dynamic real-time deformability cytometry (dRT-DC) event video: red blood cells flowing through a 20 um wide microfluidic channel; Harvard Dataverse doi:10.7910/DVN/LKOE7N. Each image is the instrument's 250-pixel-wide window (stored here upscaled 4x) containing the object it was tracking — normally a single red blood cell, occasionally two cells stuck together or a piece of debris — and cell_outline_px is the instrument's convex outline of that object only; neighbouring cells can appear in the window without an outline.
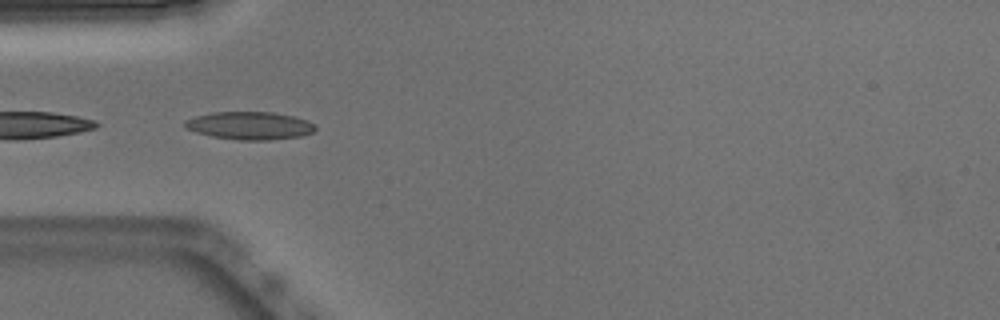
{"species": "Egyptian fruit bat (a non-hibernating species)", "species_latin": "Rousettus aegyptiacus", "temperature_condition": "warm", "stored_images_in_passage": 11, "camera_frame_rate_fps": 3000, "um_per_image_px": 0.085, "animal": {"sex": "male"}, "frame": {"image": 1, "passage_image": 5, "time_ms": 1.333, "image_size_px": [1000, 320], "cell_outline_px": [[316, 128], [312, 132], [300, 136], [272, 140], [240, 140], [212, 136], [196, 132], [184, 128], [184, 120], [196, 116], [212, 112], [272, 112], [292, 116], [308, 120], [316, 124]], "centroid_in_image_um": [21.22, 10.67], "position_along_channel_um": 63.8, "area_um2": 21.21}}